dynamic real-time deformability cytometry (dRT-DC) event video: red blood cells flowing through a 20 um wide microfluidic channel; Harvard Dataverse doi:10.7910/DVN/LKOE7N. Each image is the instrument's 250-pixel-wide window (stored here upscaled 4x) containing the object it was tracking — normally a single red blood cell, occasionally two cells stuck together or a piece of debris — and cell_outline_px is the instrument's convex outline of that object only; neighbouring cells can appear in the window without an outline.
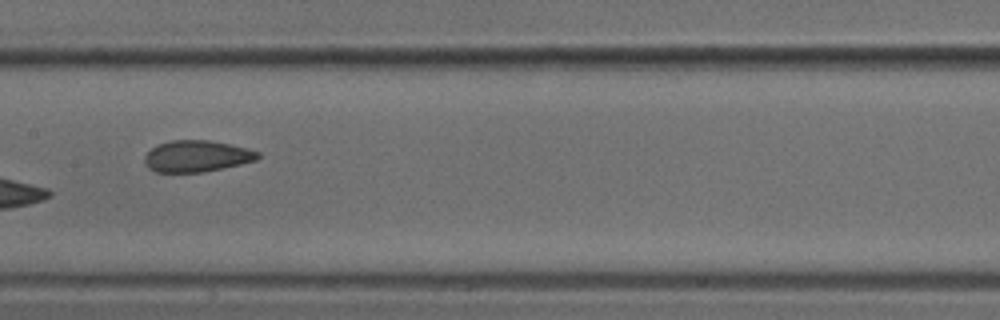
{"species": "common noctule bat (a hibernating species)", "species_latin": "Nyctalus noctula", "temperature_condition": "cold", "stored_images_in_passage": 8, "camera_frame_rate_fps": 3000, "um_per_image_px": 0.085, "animal": {"sex": "male", "body_mass_g": 18.8}, "frame": {"image": 1, "passage_image": 7, "time_ms": 2.0, "image_size_px": [1000, 320], "cell_outline_px": [[260, 156], [256, 160], [240, 164], [204, 172], [156, 172], [148, 168], [144, 160], [144, 156], [152, 148], [160, 144], [172, 140], [208, 140], [248, 148], [260, 152]], "centroid_in_image_um": [16.73, 13.28], "position_along_channel_um": 190.7, "area_um2": 20.63}}
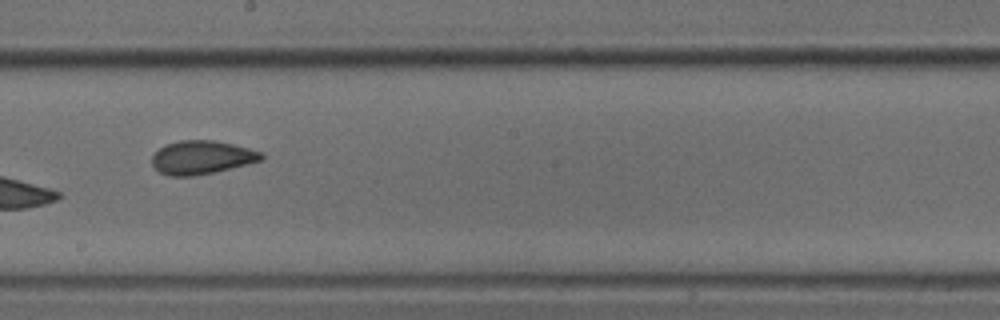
{"frame": {"image": 2, "passage_image": 8, "time_ms": 2.333, "image_size_px": [1000, 320], "cell_outline_px": [[264, 160], [216, 172], [192, 176], [168, 176], [160, 172], [152, 164], [152, 156], [164, 144], [180, 140], [212, 140], [232, 144], [264, 152]], "centroid_in_image_um": [17.17, 13.38], "position_along_channel_um": 231.0, "area_um2": 21.5}}